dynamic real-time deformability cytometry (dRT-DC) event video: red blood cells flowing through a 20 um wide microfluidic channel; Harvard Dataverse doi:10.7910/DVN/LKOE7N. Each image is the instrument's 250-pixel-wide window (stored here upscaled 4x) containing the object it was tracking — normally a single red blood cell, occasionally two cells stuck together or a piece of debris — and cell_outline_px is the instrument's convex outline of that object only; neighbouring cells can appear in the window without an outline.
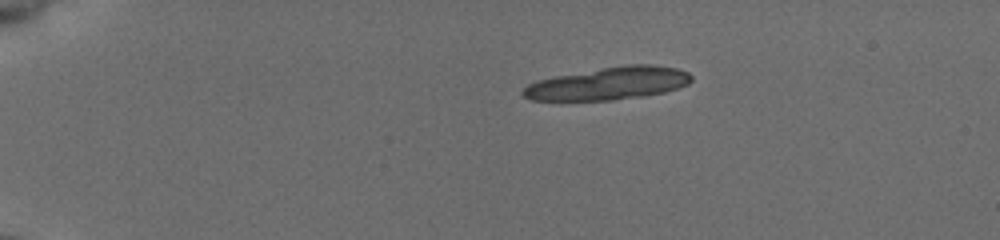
{"species": "common noctule bat (a hibernating species)", "species_latin": "Nyctalus noctula", "temperature_condition": "cold", "stored_images_in_passage": 3, "camera_frame_rate_fps": 3000, "um_per_image_px": 0.085, "animal": {"sex": "female", "body_mass_g": 19.5, "forearm_length_mm": 54.1}, "frame": {"image": 1, "passage_image": 1, "time_ms": 0.0, "image_size_px": [1000, 240], "cell_outline_px": [[692, 80], [688, 84], [664, 92], [616, 100], [532, 100], [524, 96], [520, 92], [528, 84], [536, 80], [556, 76], [628, 64], [652, 64], [676, 68], [688, 72], [692, 76]], "centroid_in_image_um": [51.73, 7.09], "position_along_channel_um": 33.3, "area_um2": 31.73}}